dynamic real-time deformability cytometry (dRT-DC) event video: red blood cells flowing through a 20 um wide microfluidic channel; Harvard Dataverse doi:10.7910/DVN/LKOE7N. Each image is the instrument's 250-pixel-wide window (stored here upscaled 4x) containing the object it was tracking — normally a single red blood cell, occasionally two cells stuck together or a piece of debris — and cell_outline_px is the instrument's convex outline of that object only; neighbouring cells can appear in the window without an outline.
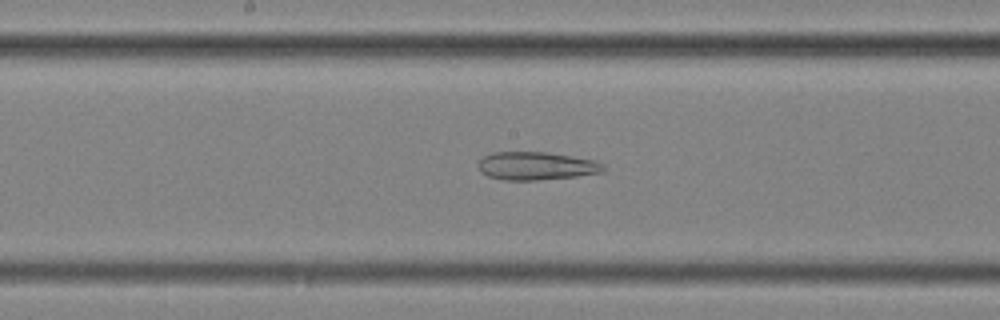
{"species": "common noctule bat (a hibernating species)", "species_latin": "Nyctalus noctula", "temperature_condition": "cold", "stored_images_in_passage": 57, "camera_frame_rate_fps": 3000, "um_per_image_px": 0.085, "animal": {"sex": "female", "body_mass_g": 25.1}, "frame": {"image": 1, "passage_image": 30, "time_ms": 9.667, "image_size_px": [1000, 320], "cell_outline_px": [[608, 168], [604, 172], [576, 176], [536, 180], [504, 180], [488, 176], [480, 172], [476, 164], [484, 156], [492, 152], [544, 152], [572, 156], [592, 160], [604, 164]], "centroid_in_image_um": [45.57, 14.1], "position_along_channel_um": 202.6, "area_um2": 20.58}}
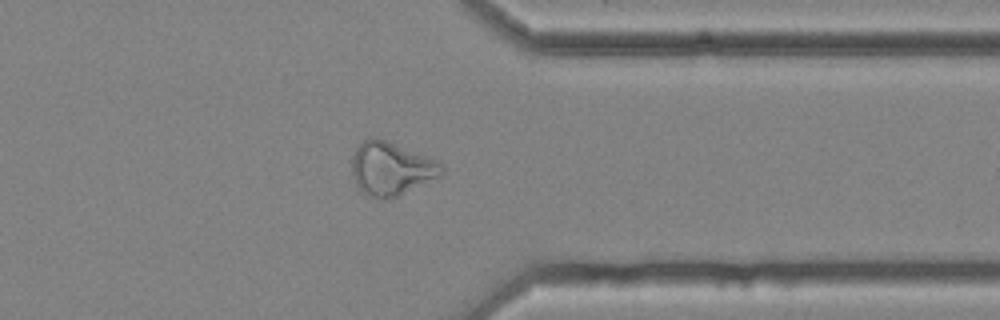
{"frame": {"image": 2, "passage_image": 45, "time_ms": 14.667, "image_size_px": [1000, 320], "cell_outline_px": [[444, 172], [440, 176], [396, 196], [384, 200], [380, 200], [368, 196], [360, 192], [352, 176], [352, 156], [356, 148], [368, 136], [384, 140], [436, 160], [444, 168]], "centroid_in_image_um": [33.19, 14.36], "position_along_channel_um": 378.2, "area_um2": 27.63}}
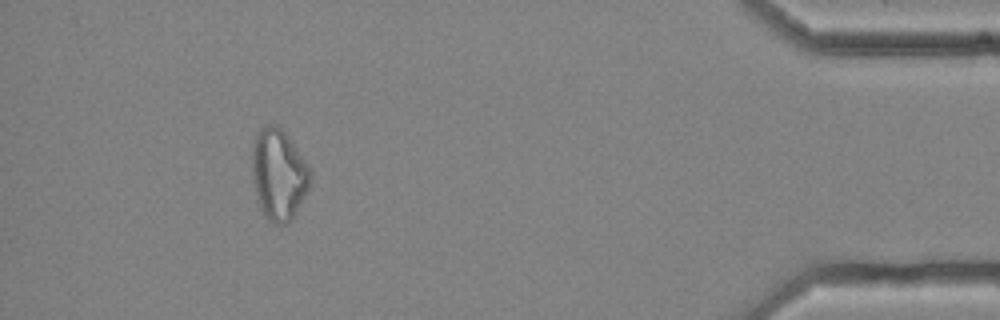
{"frame": {"image": 3, "passage_image": 52, "time_ms": 17.0, "image_size_px": [1000, 320], "cell_outline_px": [[312, 176], [308, 188], [292, 220], [284, 224], [276, 224], [268, 220], [264, 216], [256, 200], [252, 180], [252, 144], [260, 128], [268, 124], [276, 124], [288, 136], [312, 172]], "centroid_in_image_um": [23.65, 14.84], "position_along_channel_um": 411.5, "area_um2": 30.98}, "authors_computed_cell_mechanics": {"area_um2": 29.0156, "velocity_mm_per_s": 3.5833, "shape_relaxation_time_tau1_ms": null, "shape_relaxation_time_tau2_ms": 2.9704, "deformation_change_tau1": null, "deformation_change_tau2": 0.1135}}